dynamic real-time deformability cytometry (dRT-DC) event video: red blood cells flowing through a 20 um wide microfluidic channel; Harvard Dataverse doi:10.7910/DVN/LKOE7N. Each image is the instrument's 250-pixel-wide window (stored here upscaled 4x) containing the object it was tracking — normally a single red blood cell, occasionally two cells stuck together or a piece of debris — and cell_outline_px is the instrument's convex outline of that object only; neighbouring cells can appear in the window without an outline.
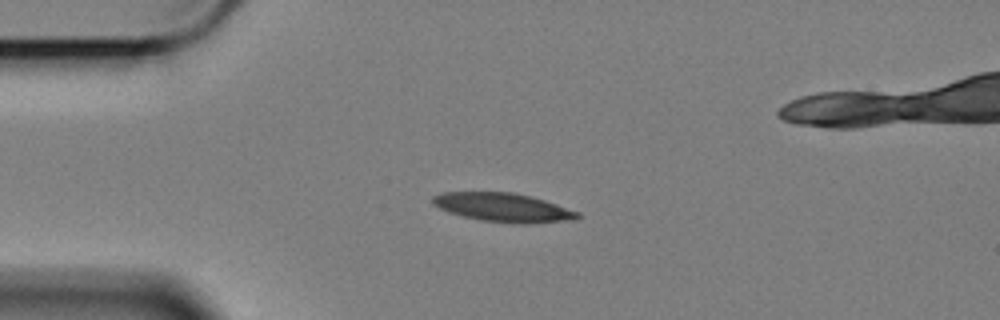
{"species": "Egyptian fruit bat (a non-hibernating species)", "species_latin": "Rousettus aegyptiacus", "temperature_condition": "cold", "stored_images_in_passage": 47, "camera_frame_rate_fps": 3000, "um_per_image_px": 0.085, "animal": {"sex": "female"}, "frame": {"image": 1, "passage_image": 1, "time_ms": 0.0, "image_size_px": [1000, 320], "cell_outline_px": [[580, 216], [576, 220], [532, 224], [512, 224], [480, 220], [448, 212], [432, 204], [432, 196], [440, 192], [512, 192], [532, 196], [580, 212]], "centroid_in_image_um": [42.8, 17.64], "position_along_channel_um": 42.2, "area_um2": 24.68}}
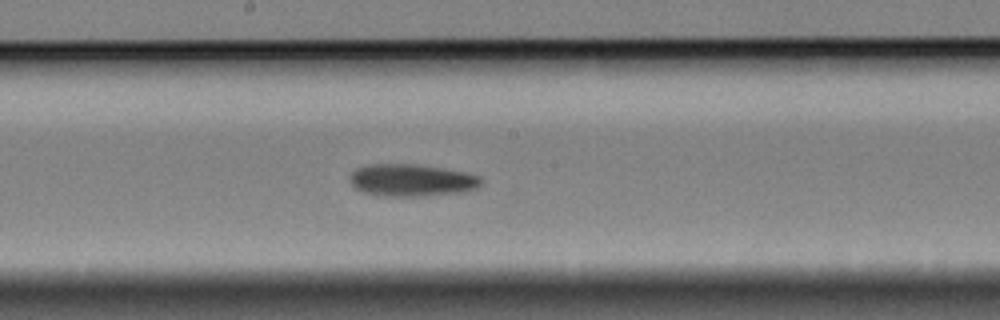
{"frame": {"image": 2, "passage_image": 18, "time_ms": 5.667, "image_size_px": [1000, 320], "cell_outline_px": [[484, 180], [476, 188], [464, 192], [420, 196], [384, 196], [364, 192], [356, 188], [348, 180], [352, 172], [356, 168], [372, 164], [412, 164], [444, 168], [464, 172], [480, 176]], "centroid_in_image_um": [35.0, 15.32], "position_along_channel_um": 213.2, "area_um2": 24.62}}
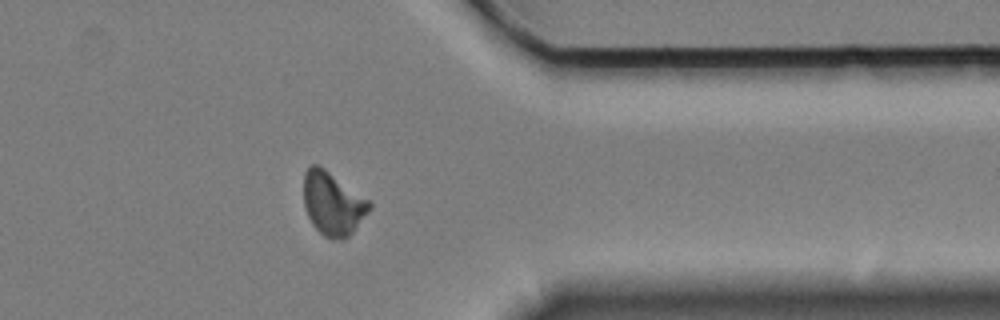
{"frame": {"image": 3, "passage_image": 34, "time_ms": 11.0, "image_size_px": [1000, 320], "cell_outline_px": [[372, 208], [352, 232], [344, 240], [332, 240], [324, 236], [312, 224], [308, 216], [304, 204], [304, 172], [312, 164], [316, 164], [324, 168], [368, 200], [372, 204]], "centroid_in_image_um": [28.28, 17.33], "position_along_channel_um": 383.1, "area_um2": 23.99}, "authors_computed_cell_mechanics": {"area_um2": 23.987, "velocity_mm_per_s": 3.3854, "shape_relaxation_time_tau1_ms": 9.5652, "shape_relaxation_time_tau2_ms": 4.8523, "deformation_change_tau1": 0.1742, "deformation_change_tau2": 0.1098}}